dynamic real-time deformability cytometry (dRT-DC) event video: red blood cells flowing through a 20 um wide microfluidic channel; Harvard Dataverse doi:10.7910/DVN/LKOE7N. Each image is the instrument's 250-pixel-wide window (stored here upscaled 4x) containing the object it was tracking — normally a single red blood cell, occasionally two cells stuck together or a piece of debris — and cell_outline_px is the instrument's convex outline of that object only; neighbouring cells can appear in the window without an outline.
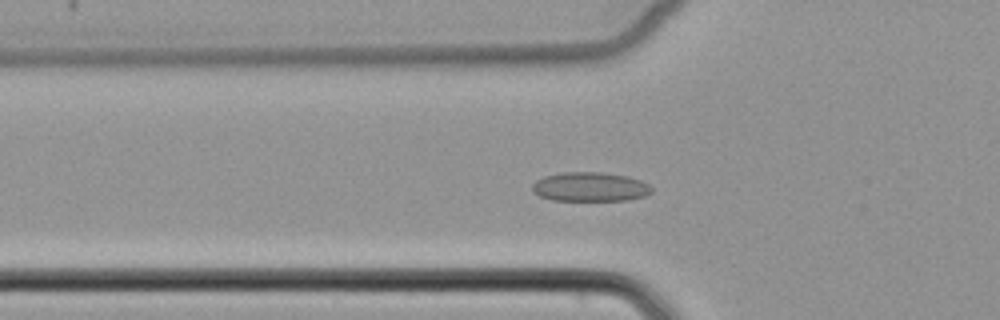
{"species": "common noctule bat (a hibernating species)", "species_latin": "Nyctalus noctula", "temperature_condition": "cold", "stored_images_in_passage": 33, "camera_frame_rate_fps": 3000, "um_per_image_px": 0.085, "animal": {"sex": "female", "body_mass_g": 22.7, "forearm_length_mm": 54.2}, "frame": {"image": 1, "passage_image": 3, "time_ms": 0.667, "image_size_px": [1000, 320], "cell_outline_px": [[652, 192], [644, 196], [628, 200], [552, 200], [540, 196], [532, 192], [532, 184], [536, 180], [544, 176], [560, 172], [600, 172], [628, 176], [640, 180], [648, 184], [652, 188]], "centroid_in_image_um": [50.14, 15.87], "position_along_channel_um": 75.7, "area_um2": 20.4}}
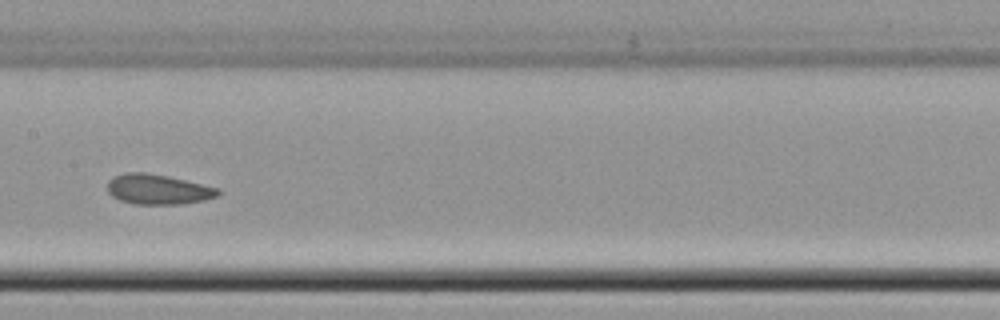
{"frame": {"image": 2, "passage_image": 12, "time_ms": 3.667, "image_size_px": [1000, 320], "cell_outline_px": [[220, 196], [204, 200], [180, 204], [132, 204], [120, 200], [112, 196], [108, 192], [108, 180], [112, 176], [128, 172], [148, 172], [168, 176], [220, 188]], "centroid_in_image_um": [13.43, 16.09], "position_along_channel_um": 194.0, "area_um2": 19.59}}
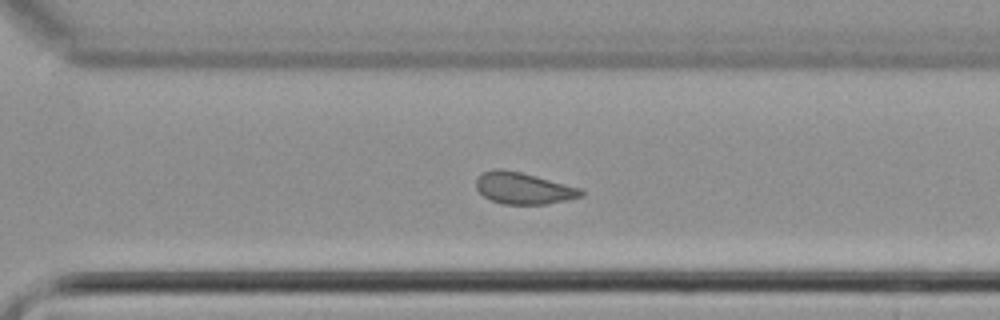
{"frame": {"image": 3, "passage_image": 22, "time_ms": 7.0, "image_size_px": [1000, 320], "cell_outline_px": [[584, 196], [568, 200], [548, 204], [500, 204], [484, 196], [476, 188], [476, 180], [484, 172], [496, 168], [500, 168], [520, 172], [536, 176], [580, 188], [584, 192]], "centroid_in_image_um": [44.51, 16.01], "position_along_channel_um": 326.1, "area_um2": 19.25}}